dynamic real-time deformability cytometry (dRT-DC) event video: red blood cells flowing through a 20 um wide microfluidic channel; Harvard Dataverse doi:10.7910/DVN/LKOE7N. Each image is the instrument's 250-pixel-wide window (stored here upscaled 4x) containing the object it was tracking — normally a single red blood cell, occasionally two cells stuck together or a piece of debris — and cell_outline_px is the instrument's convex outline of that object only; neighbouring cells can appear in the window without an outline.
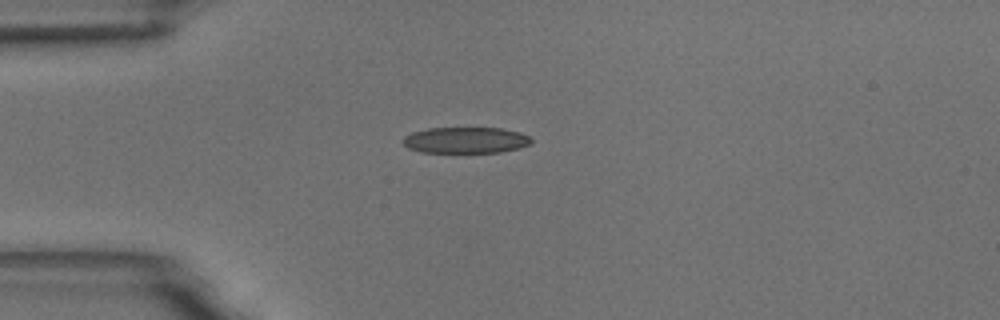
{"species": "common noctule bat (a hibernating species)", "species_latin": "Nyctalus noctula", "temperature_condition": "room temperature", "stored_images_in_passage": 6, "camera_frame_rate_fps": 3000, "um_per_image_px": 0.085, "animal": {"sex": "male", "body_mass_g": 18.8}, "frame": {"image": 1, "passage_image": 4, "time_ms": 4.333, "image_size_px": [1000, 320], "cell_outline_px": [[532, 144], [520, 148], [500, 152], [420, 152], [408, 148], [400, 140], [404, 136], [412, 132], [428, 128], [500, 128], [520, 132], [528, 136], [532, 140]], "centroid_in_image_um": [39.57, 11.91], "position_along_channel_um": 45.4, "area_um2": 19.65}}